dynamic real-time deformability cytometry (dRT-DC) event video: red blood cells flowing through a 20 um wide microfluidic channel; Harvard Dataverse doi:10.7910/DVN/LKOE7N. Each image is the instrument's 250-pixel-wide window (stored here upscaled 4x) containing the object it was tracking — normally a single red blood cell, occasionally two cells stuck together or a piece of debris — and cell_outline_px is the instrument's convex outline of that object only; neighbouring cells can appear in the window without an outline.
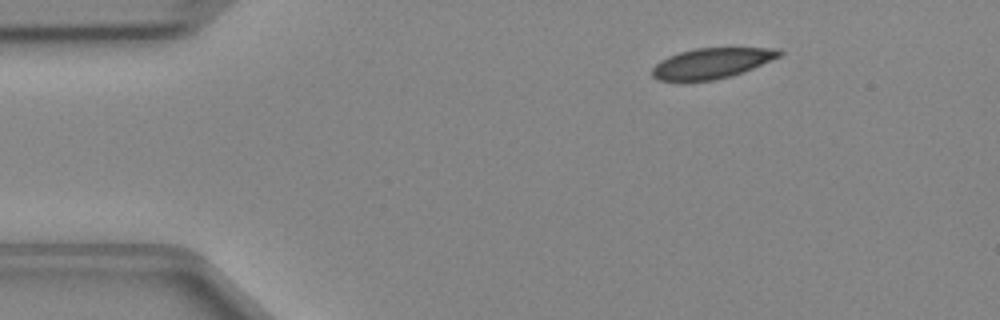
{"species": "Egyptian fruit bat (a non-hibernating species)", "species_latin": "Rousettus aegyptiacus", "temperature_condition": "cold", "stored_images_in_passage": 41, "camera_frame_rate_fps": 3000, "um_per_image_px": 0.085, "animal": {"sex": "female"}, "frame": {"image": 1, "passage_image": 1, "time_ms": 0.0, "image_size_px": [1000, 320], "cell_outline_px": [[784, 52], [780, 56], [752, 68], [732, 76], [712, 80], [680, 84], [660, 80], [652, 76], [652, 68], [660, 60], [668, 56], [692, 48], [780, 48]], "centroid_in_image_um": [60.42, 5.41], "position_along_channel_um": 24.6, "area_um2": 23.06}}
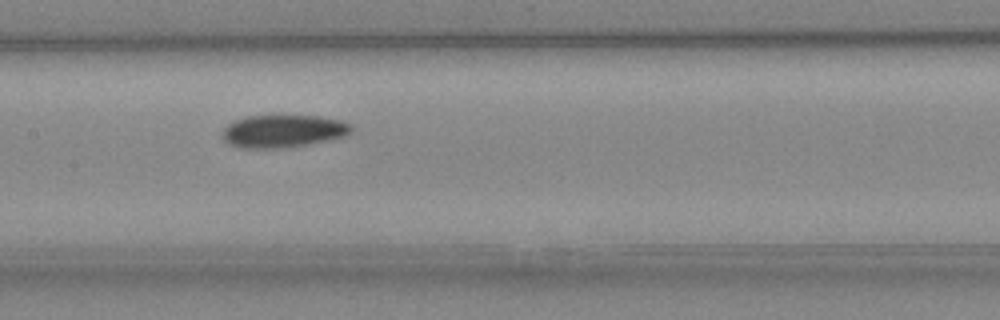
{"frame": {"image": 2, "passage_image": 17, "time_ms": 5.333, "image_size_px": [1000, 320], "cell_outline_px": [[352, 132], [344, 136], [328, 140], [308, 144], [284, 148], [244, 148], [228, 144], [224, 140], [224, 128], [228, 124], [236, 120], [248, 116], [320, 116], [340, 120], [352, 124]], "centroid_in_image_um": [24.1, 11.15], "position_along_channel_um": 183.3, "area_um2": 24.39}}
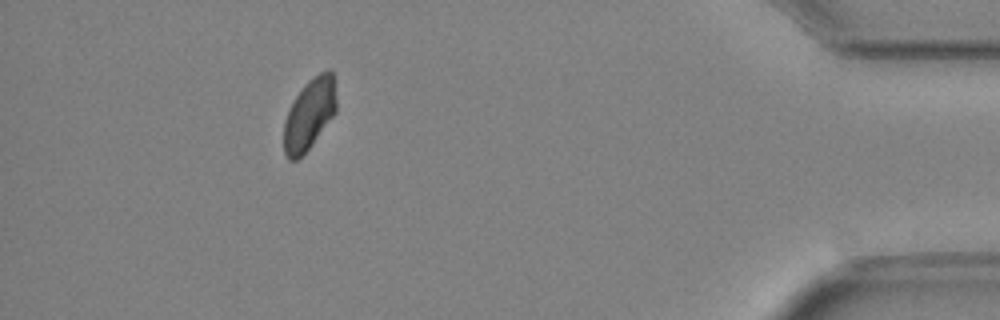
{"frame": {"image": 3, "passage_image": 37, "time_ms": 12.0, "image_size_px": [1000, 320], "cell_outline_px": [[336, 112], [312, 144], [296, 160], [288, 160], [284, 152], [284, 120], [288, 108], [304, 84], [308, 80], [320, 72], [328, 68], [332, 68], [336, 100]], "centroid_in_image_um": [26.29, 9.67], "position_along_channel_um": 408.9, "area_um2": 21.73}}